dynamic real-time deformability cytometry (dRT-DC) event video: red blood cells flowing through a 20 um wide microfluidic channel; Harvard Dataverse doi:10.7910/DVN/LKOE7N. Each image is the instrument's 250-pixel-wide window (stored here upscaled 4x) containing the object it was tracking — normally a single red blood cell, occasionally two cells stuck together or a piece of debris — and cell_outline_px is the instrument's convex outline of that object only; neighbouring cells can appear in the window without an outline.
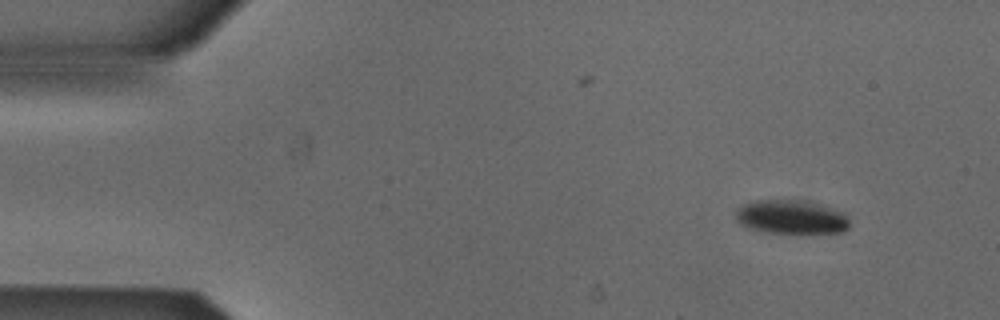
{"species": "Egyptian fruit bat (a non-hibernating species)", "species_latin": "Rousettus aegyptiacus", "temperature_condition": "cold", "stored_images_in_passage": 6, "camera_frame_rate_fps": 3000, "um_per_image_px": 0.085, "animal": {"sex": "male"}, "frame": {"image": 1, "passage_image": 1, "time_ms": 0.0, "image_size_px": [1000, 320], "cell_outline_px": [[848, 228], [844, 232], [796, 236], [764, 232], [748, 228], [740, 224], [736, 220], [736, 208], [744, 204], [756, 200], [804, 200], [820, 204], [844, 212], [848, 216]], "centroid_in_image_um": [67.28, 18.5], "position_along_channel_um": 17.7, "area_um2": 23.58}}
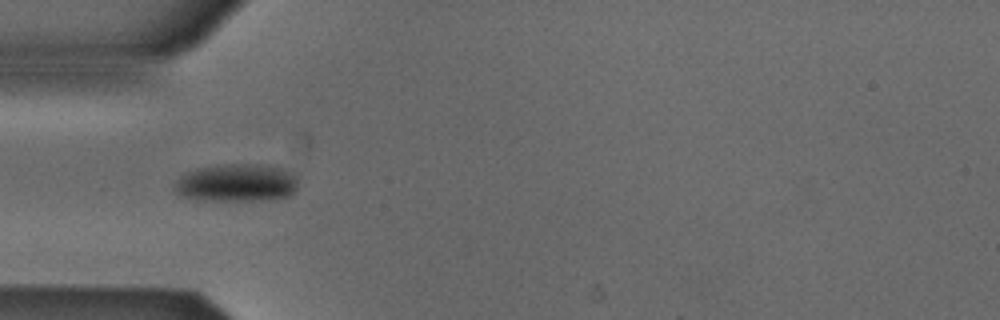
{"frame": {"image": 2, "passage_image": 4, "time_ms": 1.0, "image_size_px": [1000, 320], "cell_outline_px": [[300, 180], [296, 188], [288, 196], [276, 200], [196, 200], [180, 196], [172, 188], [172, 184], [184, 172], [196, 168], [216, 164], [260, 164], [280, 168], [296, 176]], "centroid_in_image_um": [20.05, 15.54], "position_along_channel_um": 65.0, "area_um2": 27.86}}
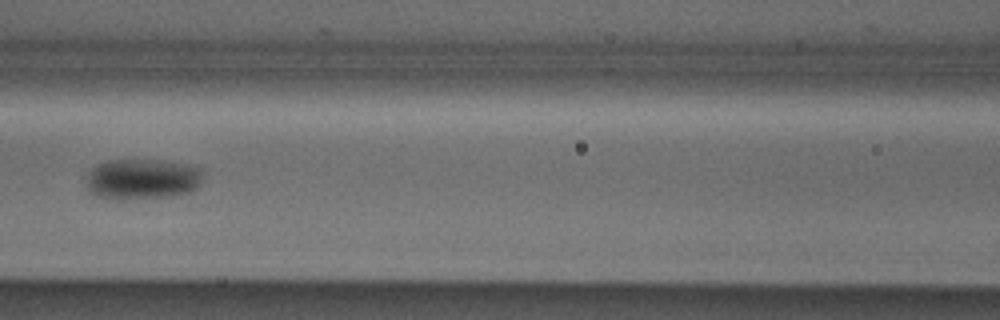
{"frame": {"image": 3, "passage_image": 6, "time_ms": 1.667, "image_size_px": [1000, 320], "cell_outline_px": [[204, 176], [196, 188], [192, 192], [168, 196], [116, 200], [96, 196], [88, 192], [84, 184], [88, 172], [96, 164], [108, 160], [160, 160], [184, 164], [200, 168]], "centroid_in_image_um": [12.03, 15.23], "position_along_channel_um": 154.6, "area_um2": 28.03}}